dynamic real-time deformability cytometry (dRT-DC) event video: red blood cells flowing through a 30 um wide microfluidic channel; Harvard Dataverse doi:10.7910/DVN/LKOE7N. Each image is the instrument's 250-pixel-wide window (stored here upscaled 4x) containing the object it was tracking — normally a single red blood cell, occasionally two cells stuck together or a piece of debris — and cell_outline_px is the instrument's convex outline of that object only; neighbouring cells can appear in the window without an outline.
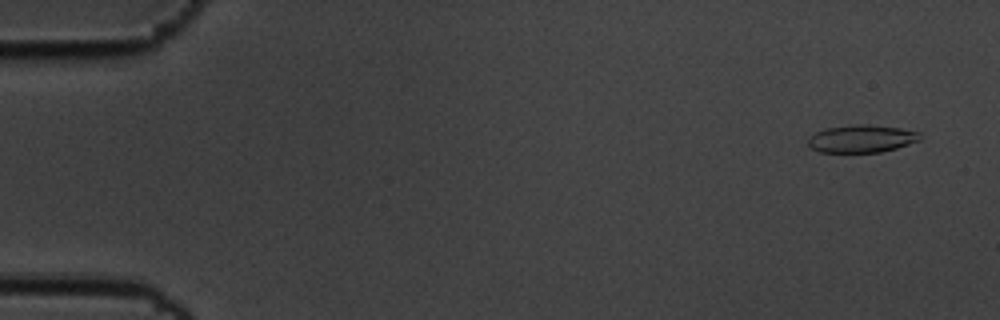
{"species": "common noctule bat (a hibernating species)", "species_latin": "Nyctalus noctula", "temperature_condition": "cold", "stored_images_in_passage": 57, "camera_frame_rate_fps": 3000, "um_per_image_px": 0.085, "animal": {"sex": "male", "body_mass_g": 19.5, "forearm_length_mm": 54.6}, "frame": {"image": 1, "passage_image": 3, "time_ms": 0.667, "image_size_px": [1000, 320], "cell_outline_px": [[920, 140], [896, 148], [880, 152], [820, 152], [812, 148], [808, 144], [808, 136], [824, 128], [856, 124], [868, 124], [900, 128], [920, 132]], "centroid_in_image_um": [73.21, 11.78], "position_along_channel_um": 11.8, "area_um2": 18.03}}
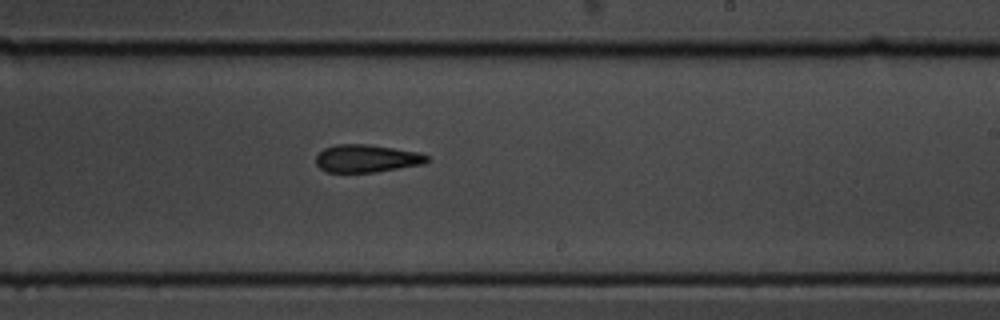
{"frame": {"image": 2, "passage_image": 35, "time_ms": 11.333, "image_size_px": [1000, 320], "cell_outline_px": [[432, 160], [424, 164], [376, 172], [328, 172], [320, 168], [316, 164], [316, 156], [324, 148], [336, 144], [372, 144], [420, 152], [428, 156]], "centroid_in_image_um": [31.22, 13.46], "position_along_channel_um": 257.8, "area_um2": 18.21}}
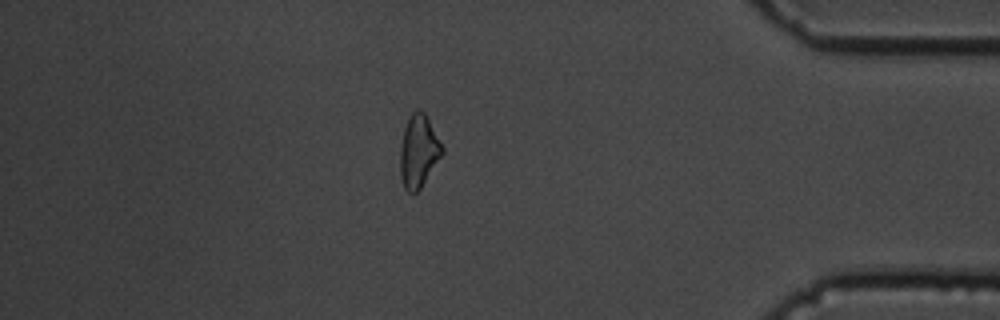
{"frame": {"image": 3, "passage_image": 50, "time_ms": 16.333, "image_size_px": [1000, 320], "cell_outline_px": [[444, 152], [420, 188], [412, 196], [404, 188], [400, 176], [400, 148], [404, 128], [412, 112], [416, 108], [420, 108], [424, 112], [444, 148]], "centroid_in_image_um": [35.57, 12.86], "position_along_channel_um": 399.6, "area_um2": 17.74}, "authors_computed_cell_mechanics": {"area_um2": 18.2648, "velocity_mm_per_s": 3.4963, "shape_relaxation_time_tau1_ms": 7.1217, "shape_relaxation_time_tau2_ms": 6.8025, "deformation_change_tau1": 0.1353, "deformation_change_tau2": 0.1652}}